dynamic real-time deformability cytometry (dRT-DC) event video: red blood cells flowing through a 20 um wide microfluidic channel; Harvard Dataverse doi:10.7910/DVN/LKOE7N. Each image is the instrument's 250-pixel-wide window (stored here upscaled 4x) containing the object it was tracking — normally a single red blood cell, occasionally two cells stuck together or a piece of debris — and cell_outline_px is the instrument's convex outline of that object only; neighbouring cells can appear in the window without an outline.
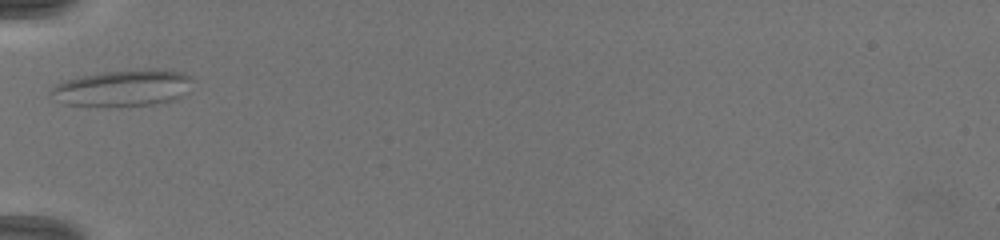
{"species": "common noctule bat (a hibernating species)", "species_latin": "Nyctalus noctula", "temperature_condition": "warm", "stored_images_in_passage": 5, "camera_frame_rate_fps": 3000, "um_per_image_px": 0.085, "animal": {"sex": "female", "body_mass_g": 19.5, "forearm_length_mm": 54.1}, "frame": {"image": 1, "passage_image": 1, "time_ms": 0.0, "image_size_px": [1000, 240], "cell_outline_px": [[188, 80], [180, 96], [172, 100], [152, 104], [120, 108], [96, 108], [68, 104], [48, 96], [48, 92], [56, 84], [80, 76], [104, 72], [148, 68], [160, 68], [184, 72], [188, 76]], "centroid_in_image_um": [10.33, 7.51], "position_along_channel_um": 74.7, "area_um2": 30.4}}